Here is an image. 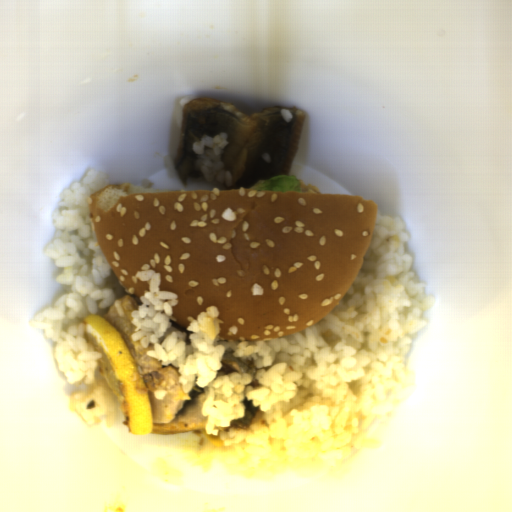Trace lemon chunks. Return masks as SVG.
Listing matches in <instances>:
<instances>
[{
	"label": "lemon chunks",
	"mask_w": 512,
	"mask_h": 512,
	"mask_svg": "<svg viewBox=\"0 0 512 512\" xmlns=\"http://www.w3.org/2000/svg\"><path fill=\"white\" fill-rule=\"evenodd\" d=\"M83 335L100 353L97 369L110 387L133 435L149 434L154 428L148 389L127 344L104 316H88Z\"/></svg>",
	"instance_id": "1"
}]
</instances>
